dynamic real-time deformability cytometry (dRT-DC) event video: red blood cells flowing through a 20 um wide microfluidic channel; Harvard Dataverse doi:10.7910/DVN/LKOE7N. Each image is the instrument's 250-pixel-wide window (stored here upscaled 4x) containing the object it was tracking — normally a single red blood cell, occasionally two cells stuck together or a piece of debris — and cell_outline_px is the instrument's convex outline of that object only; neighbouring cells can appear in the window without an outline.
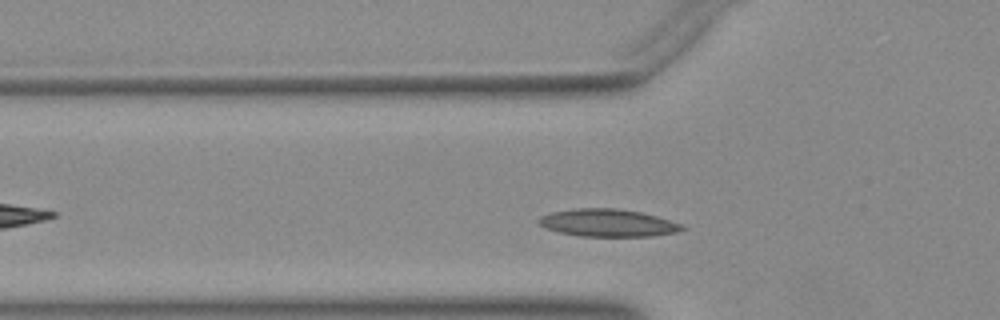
{"species": "Egyptian fruit bat (a non-hibernating species)", "species_latin": "Rousettus aegyptiacus", "temperature_condition": "warm", "stored_images_in_passage": 32, "camera_frame_rate_fps": 3000, "um_per_image_px": 0.085, "animal": {"sex": "female"}, "frame": {"image": 1, "passage_image": 2, "time_ms": 0.333, "image_size_px": [1000, 320], "cell_outline_px": [[688, 228], [676, 232], [652, 236], [580, 236], [560, 232], [544, 228], [536, 220], [540, 216], [552, 212], [576, 208], [616, 208], [640, 212], [656, 216], [684, 224]], "centroid_in_image_um": [51.68, 18.94], "position_along_channel_um": 74.1, "area_um2": 23.06}}
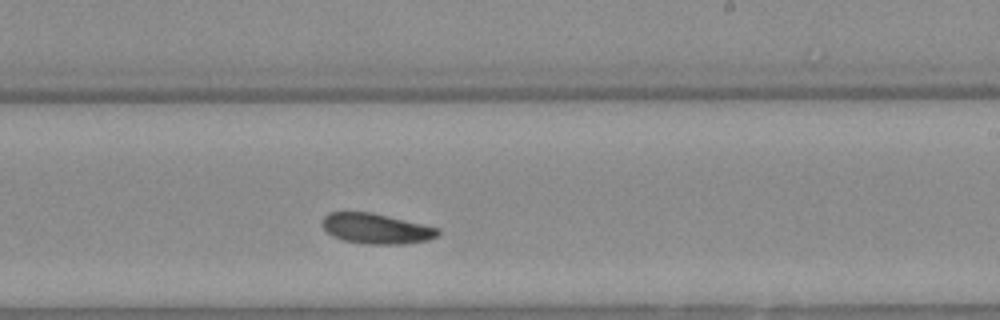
{"frame": {"image": 2, "passage_image": 16, "time_ms": 5.0, "image_size_px": [1000, 320], "cell_outline_px": [[440, 232], [436, 236], [428, 240], [400, 244], [364, 244], [344, 240], [332, 236], [320, 224], [324, 216], [328, 212], [372, 212], [440, 228]], "centroid_in_image_um": [31.95, 19.42], "position_along_channel_um": 257.0, "area_um2": 20.46}}
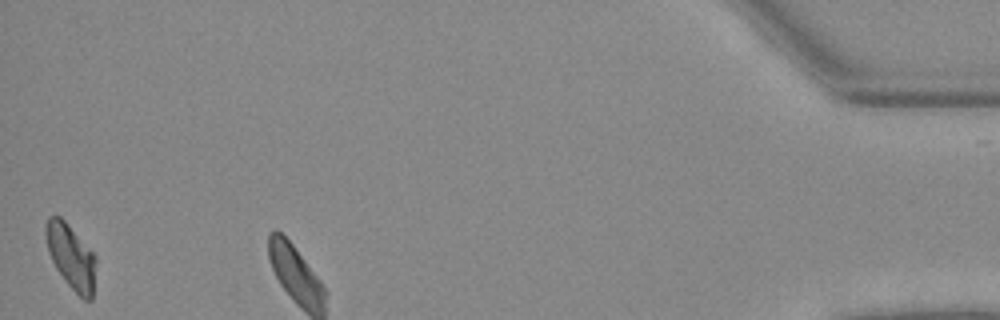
{"frame": {"image": 3, "passage_image": 32, "time_ms": 10.333, "image_size_px": [1000, 320], "cell_outline_px": [[96, 264], [92, 300], [84, 300], [68, 284], [56, 268], [48, 252], [44, 232], [44, 228], [48, 216], [60, 216], [64, 220], [96, 256]], "centroid_in_image_um": [6.02, 21.8], "position_along_channel_um": 429.2, "area_um2": 18.73}}